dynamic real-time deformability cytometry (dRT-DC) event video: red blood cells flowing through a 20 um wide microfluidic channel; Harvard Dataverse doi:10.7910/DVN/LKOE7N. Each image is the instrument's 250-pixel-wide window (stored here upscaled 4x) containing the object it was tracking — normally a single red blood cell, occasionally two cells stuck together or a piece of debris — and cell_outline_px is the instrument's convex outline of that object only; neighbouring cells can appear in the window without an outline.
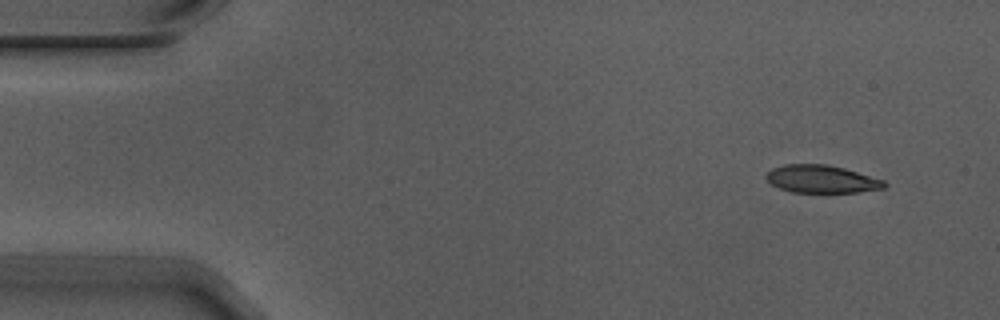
{"species": "Egyptian fruit bat (a non-hibernating species)", "species_latin": "Rousettus aegyptiacus", "temperature_condition": "warm", "stored_images_in_passage": 4, "camera_frame_rate_fps": 3000, "um_per_image_px": 0.085, "animal": {"sex": "male"}, "frame": {"image": 1, "passage_image": 1, "time_ms": 0.0, "image_size_px": [1000, 320], "cell_outline_px": [[888, 184], [884, 188], [856, 192], [792, 192], [780, 188], [772, 184], [764, 176], [772, 168], [784, 164], [828, 164], [844, 168], [884, 180]], "centroid_in_image_um": [69.83, 15.21], "position_along_channel_um": 15.2, "area_um2": 19.02}}